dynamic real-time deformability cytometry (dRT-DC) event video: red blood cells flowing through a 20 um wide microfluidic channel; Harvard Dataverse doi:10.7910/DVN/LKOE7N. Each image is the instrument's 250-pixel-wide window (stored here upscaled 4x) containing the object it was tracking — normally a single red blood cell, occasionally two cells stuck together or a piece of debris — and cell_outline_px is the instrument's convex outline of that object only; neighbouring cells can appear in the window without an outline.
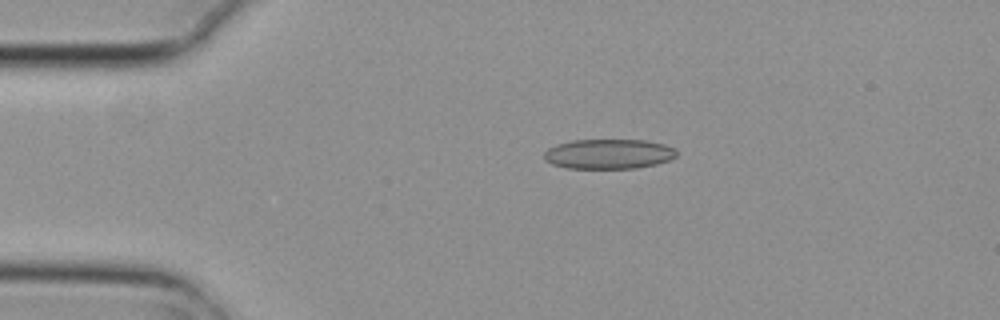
{"species": "common noctule bat (a hibernating species)", "species_latin": "Nyctalus noctula", "temperature_condition": "cold", "stored_images_in_passage": 2, "camera_frame_rate_fps": 3000, "um_per_image_px": 0.085, "animal": {"sex": "female", "body_mass_g": 29.2, "forearm_length_mm": 56.3}, "frame": {"image": 1, "passage_image": 1, "time_ms": 0.0, "image_size_px": [1000, 320], "cell_outline_px": [[676, 156], [668, 160], [656, 164], [636, 168], [568, 168], [552, 164], [544, 160], [544, 152], [548, 148], [556, 144], [572, 140], [648, 140], [664, 144], [676, 148]], "centroid_in_image_um": [51.73, 13.08], "position_along_channel_um": 33.3, "area_um2": 23.12}}